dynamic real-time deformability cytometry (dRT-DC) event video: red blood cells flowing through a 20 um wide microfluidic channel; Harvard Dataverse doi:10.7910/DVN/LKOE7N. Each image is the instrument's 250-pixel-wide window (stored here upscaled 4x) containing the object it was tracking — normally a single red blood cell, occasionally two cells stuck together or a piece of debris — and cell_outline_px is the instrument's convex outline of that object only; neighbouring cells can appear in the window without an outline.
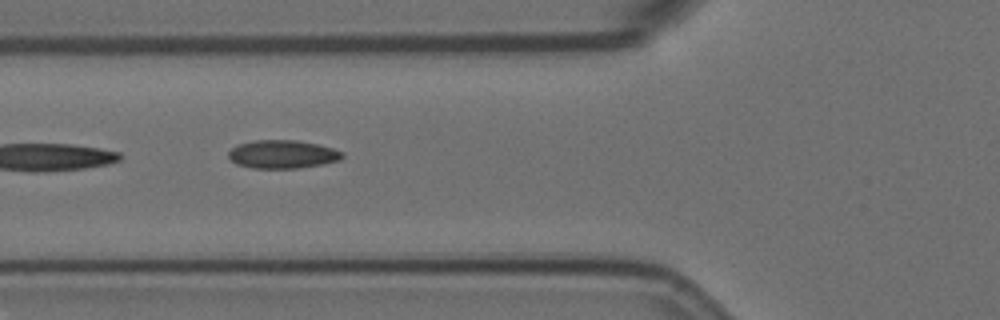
{"species": "Egyptian fruit bat (a non-hibernating species)", "species_latin": "Rousettus aegyptiacus", "temperature_condition": "room temperature", "stored_images_in_passage": 7, "segment_of_instrument_passage": [2, 2], "camera_frame_rate_fps": 3000, "um_per_image_px": 0.085, "animal": {"sex": "female"}, "frame": {"image": 1, "passage_image": 6, "time_ms": 6.0, "image_size_px": [1000, 320], "cell_outline_px": [[344, 156], [340, 160], [300, 168], [252, 168], [236, 164], [228, 156], [228, 152], [232, 148], [240, 144], [256, 140], [296, 140], [316, 144], [332, 148], [344, 152]], "centroid_in_image_um": [24.02, 13.11], "position_along_channel_um": 101.8, "area_um2": 18.61}}